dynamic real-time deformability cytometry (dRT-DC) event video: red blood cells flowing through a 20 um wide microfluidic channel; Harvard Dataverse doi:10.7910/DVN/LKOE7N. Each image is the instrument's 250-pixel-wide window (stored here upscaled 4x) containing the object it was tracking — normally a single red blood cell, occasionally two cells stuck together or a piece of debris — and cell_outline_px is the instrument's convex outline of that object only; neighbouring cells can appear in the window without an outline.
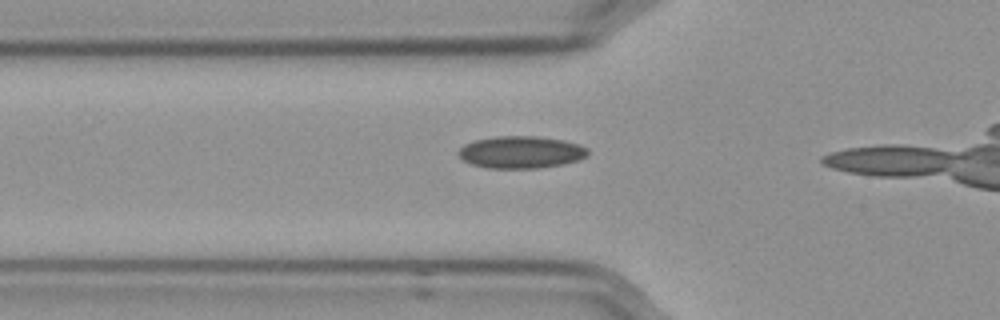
{"species": "Egyptian fruit bat (a non-hibernating species)", "species_latin": "Rousettus aegyptiacus", "temperature_condition": "cold", "stored_images_in_passage": 18, "camera_frame_rate_fps": 3000, "um_per_image_px": 0.085, "frame": {"image": 1, "passage_image": 13, "time_ms": 4.0, "image_size_px": [1000, 320], "cell_outline_px": [[588, 152], [580, 160], [564, 164], [540, 168], [488, 168], [472, 164], [464, 160], [456, 152], [464, 144], [476, 140], [496, 136], [536, 136], [564, 140], [580, 144], [588, 148]], "centroid_in_image_um": [44.3, 12.93], "position_along_channel_um": 81.5, "area_um2": 24.33}}
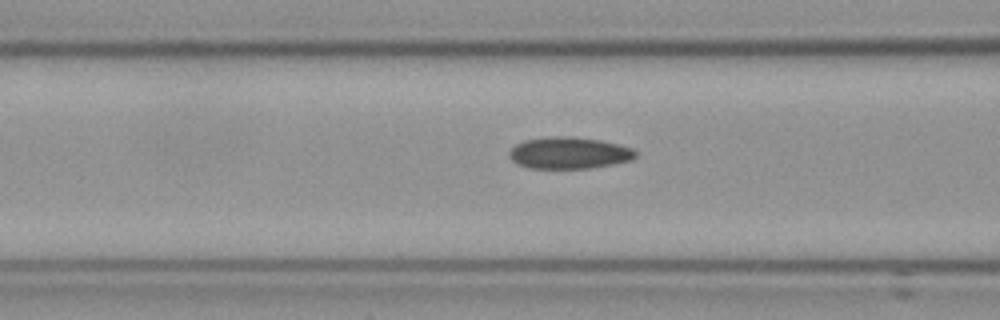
{"frame": {"image": 2, "passage_image": 16, "time_ms": 5.0, "image_size_px": [1000, 320], "cell_outline_px": [[636, 156], [632, 160], [612, 164], [588, 168], [532, 168], [516, 164], [508, 156], [508, 152], [516, 144], [524, 140], [552, 136], [576, 136], [600, 140], [632, 148], [636, 152]], "centroid_in_image_um": [48.34, 12.99], "position_along_channel_um": 118.3, "area_um2": 23.35}}